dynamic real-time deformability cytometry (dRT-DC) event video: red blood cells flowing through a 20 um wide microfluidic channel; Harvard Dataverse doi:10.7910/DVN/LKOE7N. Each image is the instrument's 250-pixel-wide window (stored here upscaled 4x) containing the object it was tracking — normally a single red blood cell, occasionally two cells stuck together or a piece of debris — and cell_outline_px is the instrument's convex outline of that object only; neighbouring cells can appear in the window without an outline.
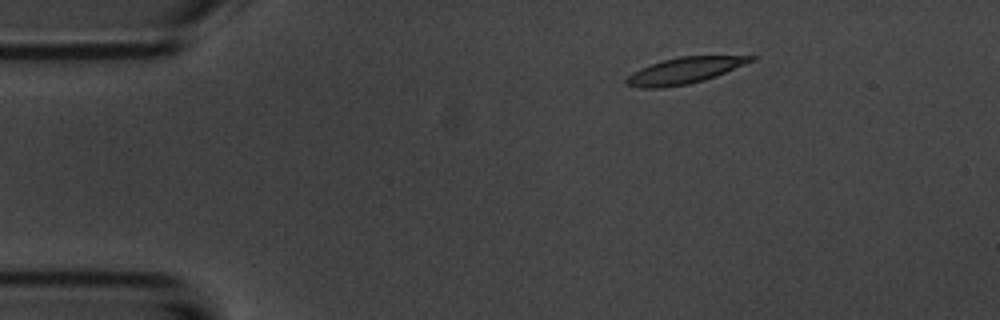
{"species": "common noctule bat (a hibernating species)", "species_latin": "Nyctalus noctula", "temperature_condition": "room temperature", "stored_images_in_passage": 5, "camera_frame_rate_fps": 3000, "um_per_image_px": 0.085, "animal": {"sex": "male", "body_mass_g": 20.1, "forearm_length_mm": 53.5}, "frame": {"image": 1, "passage_image": 3, "time_ms": 2.333, "image_size_px": [1000, 320], "cell_outline_px": [[756, 60], [716, 76], [704, 80], [688, 84], [660, 88], [640, 88], [624, 84], [624, 80], [632, 72], [640, 68], [664, 60], [680, 56], [756, 56]], "centroid_in_image_um": [58.16, 6.0], "position_along_channel_um": 26.8, "area_um2": 18.96}}